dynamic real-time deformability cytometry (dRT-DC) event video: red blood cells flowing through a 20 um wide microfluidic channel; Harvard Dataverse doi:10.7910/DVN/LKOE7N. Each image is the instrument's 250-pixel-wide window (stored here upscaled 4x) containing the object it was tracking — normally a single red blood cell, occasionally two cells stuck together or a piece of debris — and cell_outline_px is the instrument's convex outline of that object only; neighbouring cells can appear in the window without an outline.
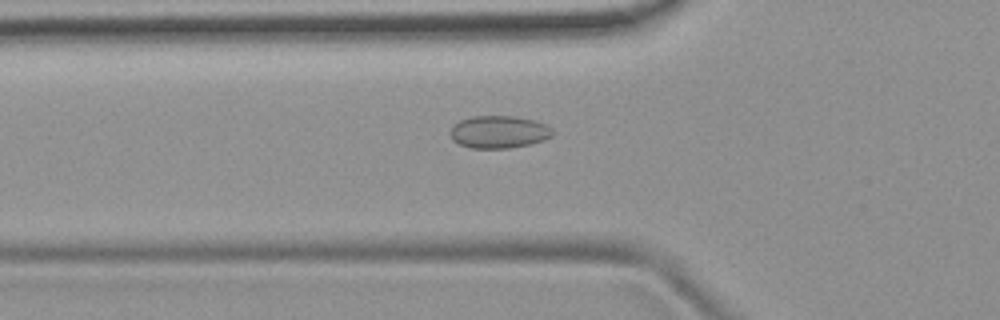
{"species": "common noctule bat (a hibernating species)", "species_latin": "Nyctalus noctula", "temperature_condition": "room temperature", "stored_images_in_passage": 35, "camera_frame_rate_fps": 3000, "um_per_image_px": 0.085, "animal": {"sex": "female", "body_mass_g": 19.9}, "frame": {"image": 1, "passage_image": 7, "time_ms": 2.0, "image_size_px": [1000, 320], "cell_outline_px": [[552, 136], [544, 140], [532, 144], [508, 148], [472, 148], [460, 144], [452, 140], [448, 132], [460, 120], [472, 116], [512, 116], [536, 120], [548, 124], [552, 128]], "centroid_in_image_um": [42.43, 11.21], "position_along_channel_um": 83.4, "area_um2": 19.54}}
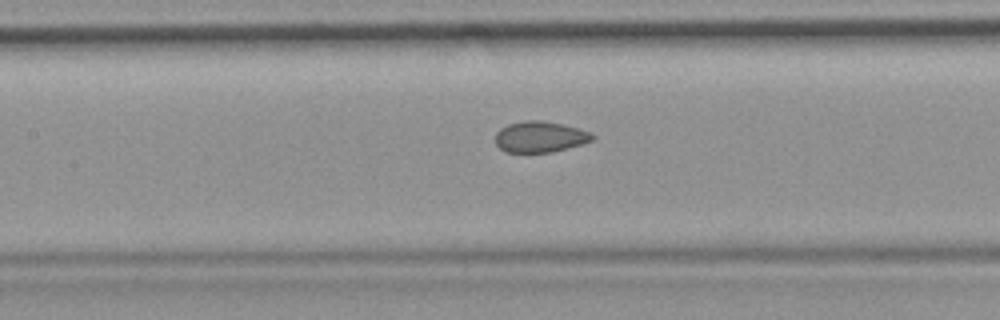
{"frame": {"image": 2, "passage_image": 13, "time_ms": 4.0, "image_size_px": [1000, 320], "cell_outline_px": [[596, 136], [592, 140], [584, 144], [552, 152], [504, 152], [496, 144], [496, 132], [500, 128], [508, 124], [524, 120], [540, 120], [564, 124], [592, 132]], "centroid_in_image_um": [45.93, 11.62], "position_along_channel_um": 161.5, "area_um2": 17.74}}
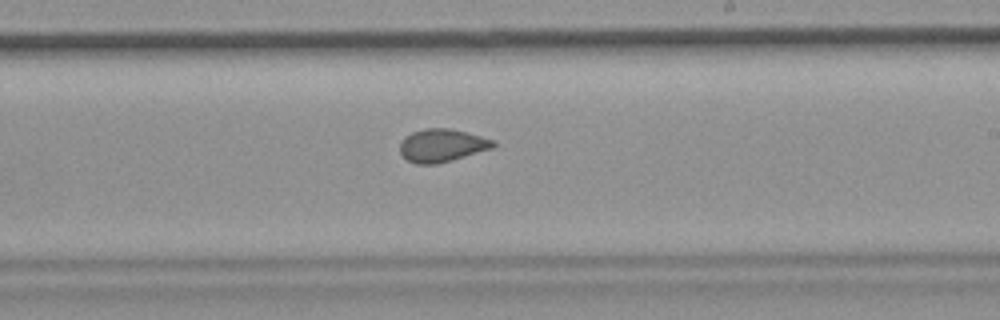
{"frame": {"image": 3, "passage_image": 20, "time_ms": 6.333, "image_size_px": [1000, 320], "cell_outline_px": [[496, 144], [492, 148], [452, 160], [436, 164], [416, 164], [408, 160], [400, 152], [400, 144], [404, 136], [412, 132], [428, 128], [448, 128], [496, 140]], "centroid_in_image_um": [37.56, 12.36], "position_along_channel_um": 251.4, "area_um2": 17.74}, "authors_computed_cell_mechanics": {"area_um2": 17.918, "velocity_mm_per_s": 3.8748, "shape_relaxation_time_tau1_ms": null, "shape_relaxation_time_tau2_ms": 0.9792, "deformation_change_tau1": null, "deformation_change_tau2": 0.0534}}